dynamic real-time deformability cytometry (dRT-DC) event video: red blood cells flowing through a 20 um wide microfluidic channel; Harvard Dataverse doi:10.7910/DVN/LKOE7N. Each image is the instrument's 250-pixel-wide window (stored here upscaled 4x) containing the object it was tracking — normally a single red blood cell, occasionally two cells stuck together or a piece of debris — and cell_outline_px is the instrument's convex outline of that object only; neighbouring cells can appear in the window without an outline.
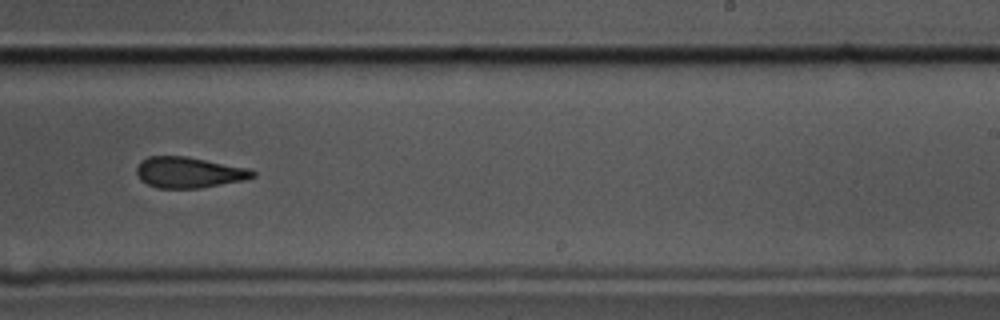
{"species": "common noctule bat (a hibernating species)", "species_latin": "Nyctalus noctula", "temperature_condition": "cold", "stored_images_in_passage": 13, "camera_frame_rate_fps": 3000, "um_per_image_px": 0.085, "animal": {"sex": "male", "body_mass_g": 17.5, "forearm_length_mm": 52.3}, "frame": {"image": 1, "passage_image": 8, "time_ms": 2.333, "image_size_px": [1000, 320], "cell_outline_px": [[256, 176], [244, 180], [200, 188], [156, 188], [140, 180], [136, 172], [136, 168], [140, 160], [148, 156], [188, 156], [252, 168], [256, 172]], "centroid_in_image_um": [16.08, 14.64], "position_along_channel_um": 272.9, "area_um2": 21.27}}
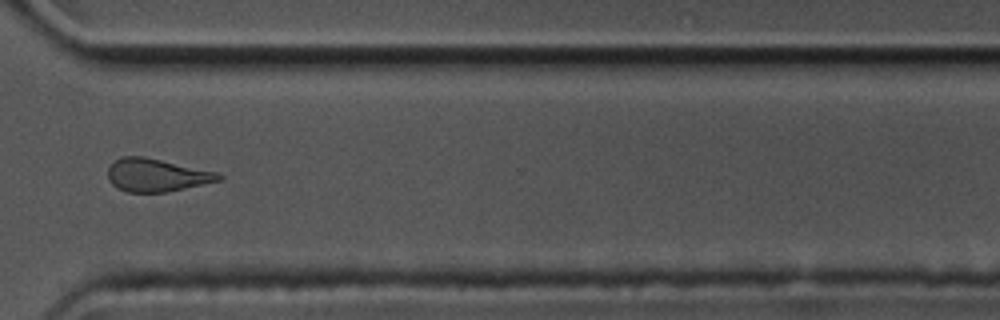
{"frame": {"image": 2, "passage_image": 10, "time_ms": 3.0, "image_size_px": [1000, 320], "cell_outline_px": [[224, 180], [164, 192], [128, 192], [116, 188], [108, 180], [108, 168], [120, 156], [144, 156], [216, 172], [224, 176]], "centroid_in_image_um": [13.3, 14.88], "position_along_channel_um": 357.3, "area_um2": 21.21}}
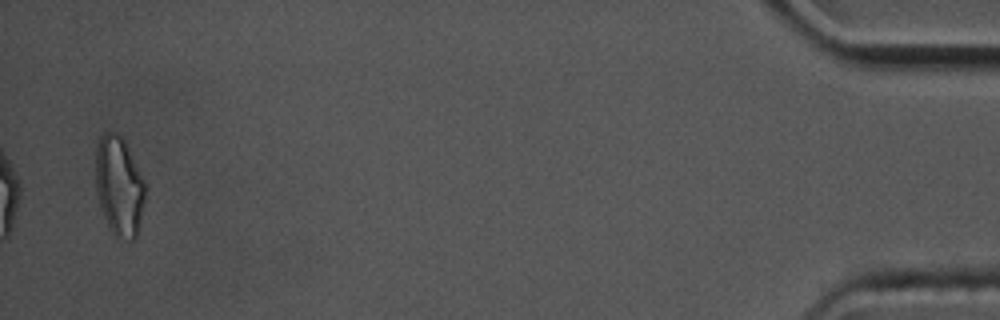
{"frame": {"image": 3, "passage_image": 13, "time_ms": 4.0, "image_size_px": [1000, 320], "cell_outline_px": [[144, 200], [136, 240], [120, 240], [108, 228], [100, 208], [96, 192], [96, 144], [100, 136], [104, 132], [116, 132], [124, 140], [144, 180]], "centroid_in_image_um": [10.1, 15.85], "position_along_channel_um": 425.1, "area_um2": 28.78}}